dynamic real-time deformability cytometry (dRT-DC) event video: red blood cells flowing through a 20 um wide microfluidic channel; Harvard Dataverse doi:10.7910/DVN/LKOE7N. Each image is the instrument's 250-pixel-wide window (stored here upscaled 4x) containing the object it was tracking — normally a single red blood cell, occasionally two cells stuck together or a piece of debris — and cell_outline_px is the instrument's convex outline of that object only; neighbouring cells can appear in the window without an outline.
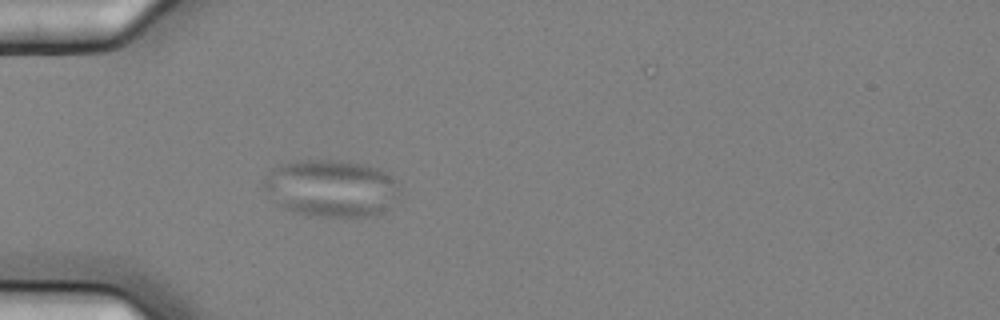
{"species": "common noctule bat (a hibernating species)", "species_latin": "Nyctalus noctula", "temperature_condition": "cold", "stored_images_in_passage": 4, "camera_frame_rate_fps": 3000, "um_per_image_px": 0.085, "animal": {"sex": "female", "body_mass_g": 25.1}, "frame": {"image": 1, "passage_image": 4, "time_ms": 1.0, "image_size_px": [1000, 320], "cell_outline_px": [[400, 192], [396, 200], [384, 212], [364, 216], [320, 216], [300, 212], [284, 208], [264, 188], [264, 176], [272, 168], [280, 164], [300, 160], [340, 160], [368, 164], [388, 172], [396, 180]], "centroid_in_image_um": [28.21, 15.96], "position_along_channel_um": 56.8, "area_um2": 45.14}}